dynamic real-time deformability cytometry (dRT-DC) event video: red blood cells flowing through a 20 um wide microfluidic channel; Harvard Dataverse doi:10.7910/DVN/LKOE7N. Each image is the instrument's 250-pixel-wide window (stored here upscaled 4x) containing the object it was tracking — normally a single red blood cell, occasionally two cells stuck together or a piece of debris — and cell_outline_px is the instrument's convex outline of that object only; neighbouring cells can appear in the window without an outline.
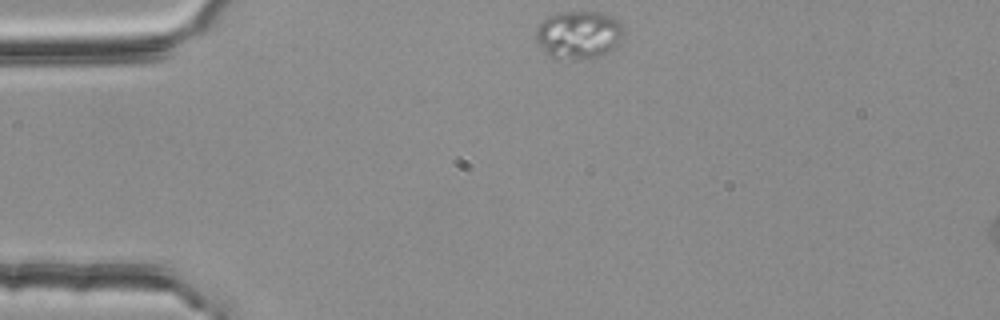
{"species": "common noctule bat (a hibernating species)", "species_latin": "Nyctalus noctula", "temperature_condition": "room temperature", "stored_images_in_passage": 3, "camera_frame_rate_fps": 3000, "um_per_image_px": 0.085, "animal": {"sex": "female", "body_mass_g": 25.1}, "frame": {"image": 1, "passage_image": 1, "time_ms": 0.0, "image_size_px": [1000, 320], "cell_outline_px": [[624, 36], [612, 48], [600, 56], [580, 60], [548, 56], [536, 40], [536, 32], [540, 24], [548, 16], [560, 12], [600, 12], [612, 16], [624, 28]], "centroid_in_image_um": [49.2, 2.95], "position_along_channel_um": 35.8, "area_um2": 24.33}}